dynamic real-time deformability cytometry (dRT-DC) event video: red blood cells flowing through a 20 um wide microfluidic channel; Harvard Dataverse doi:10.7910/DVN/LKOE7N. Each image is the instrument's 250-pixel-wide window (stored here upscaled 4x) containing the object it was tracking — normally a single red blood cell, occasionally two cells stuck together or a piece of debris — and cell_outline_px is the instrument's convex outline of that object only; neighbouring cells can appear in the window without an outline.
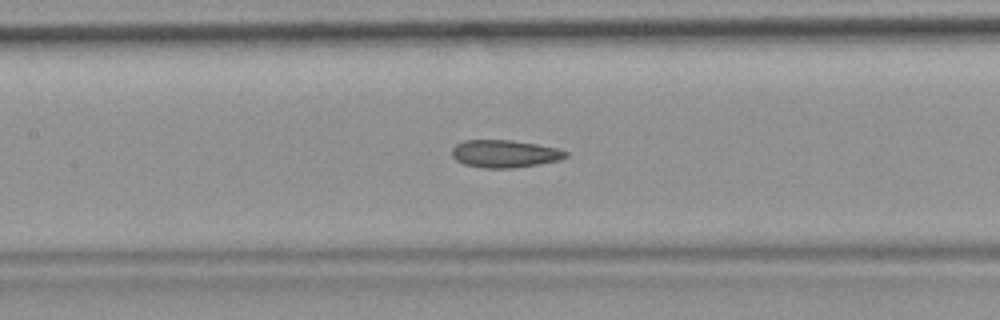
{"species": "common noctule bat (a hibernating species)", "species_latin": "Nyctalus noctula", "temperature_condition": "room temperature", "stored_images_in_passage": 54, "camera_frame_rate_fps": 3000, "um_per_image_px": 0.085, "animal": {"sex": "female", "body_mass_g": 19.9}, "frame": {"image": 1, "passage_image": 24, "time_ms": 7.667, "image_size_px": [1000, 320], "cell_outline_px": [[568, 156], [560, 160], [540, 164], [516, 168], [484, 168], [464, 164], [456, 160], [452, 156], [452, 148], [456, 144], [464, 140], [512, 140], [536, 144], [556, 148], [568, 152]], "centroid_in_image_um": [42.9, 13.07], "position_along_channel_um": 164.5, "area_um2": 18.38}, "authors_computed_cell_mechanics": {"area_um2": 18.7272, "velocity_mm_per_s": 3.738, "shape_relaxation_time_tau1_ms": null, "shape_relaxation_time_tau2_ms": 2.5844, "deformation_change_tau1": null, "deformation_change_tau2": 0.0946}}